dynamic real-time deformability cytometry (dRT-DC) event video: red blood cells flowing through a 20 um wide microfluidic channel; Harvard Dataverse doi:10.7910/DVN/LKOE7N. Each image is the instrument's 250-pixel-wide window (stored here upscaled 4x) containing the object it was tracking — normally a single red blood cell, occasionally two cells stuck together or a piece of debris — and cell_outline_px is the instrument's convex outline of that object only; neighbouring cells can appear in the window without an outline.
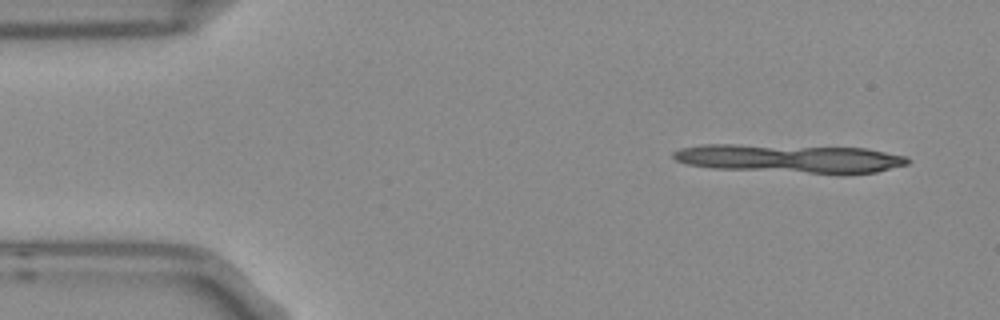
{"species": "Egyptian fruit bat (a non-hibernating species)", "species_latin": "Rousettus aegyptiacus", "temperature_condition": "room temperature", "stored_images_in_passage": 3, "camera_frame_rate_fps": 3000, "um_per_image_px": 0.085, "frame": {"image": 1, "passage_image": 1, "time_ms": 0.0, "image_size_px": [1000, 320], "cell_outline_px": [[912, 160], [908, 164], [876, 172], [808, 172], [712, 168], [688, 164], [676, 160], [672, 156], [672, 152], [680, 148], [700, 144], [736, 144], [868, 148], [908, 156]], "centroid_in_image_um": [67.12, 13.44], "position_along_channel_um": 17.9, "area_um2": 38.38}}